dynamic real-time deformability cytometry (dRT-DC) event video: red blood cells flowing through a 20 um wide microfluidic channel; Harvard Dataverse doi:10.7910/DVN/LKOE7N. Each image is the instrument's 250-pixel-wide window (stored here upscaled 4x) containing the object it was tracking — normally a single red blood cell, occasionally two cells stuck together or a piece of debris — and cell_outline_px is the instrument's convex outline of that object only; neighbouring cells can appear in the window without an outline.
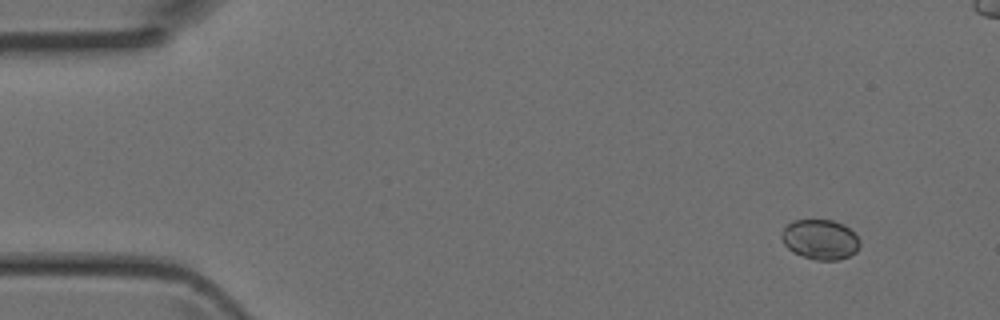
{"species": "Egyptian fruit bat (a non-hibernating species)", "species_latin": "Rousettus aegyptiacus", "temperature_condition": "room temperature", "stored_images_in_passage": 4, "camera_frame_rate_fps": 3000, "um_per_image_px": 0.085, "animal": {"sex": "female"}, "frame": {"image": 1, "passage_image": 1, "time_ms": 0.0, "image_size_px": [1000, 320], "cell_outline_px": [[860, 248], [856, 252], [848, 256], [836, 260], [816, 260], [792, 252], [784, 244], [780, 236], [784, 228], [792, 220], [832, 220], [848, 228], [860, 240]], "centroid_in_image_um": [69.7, 20.36], "position_along_channel_um": 15.3, "area_um2": 18.09}}